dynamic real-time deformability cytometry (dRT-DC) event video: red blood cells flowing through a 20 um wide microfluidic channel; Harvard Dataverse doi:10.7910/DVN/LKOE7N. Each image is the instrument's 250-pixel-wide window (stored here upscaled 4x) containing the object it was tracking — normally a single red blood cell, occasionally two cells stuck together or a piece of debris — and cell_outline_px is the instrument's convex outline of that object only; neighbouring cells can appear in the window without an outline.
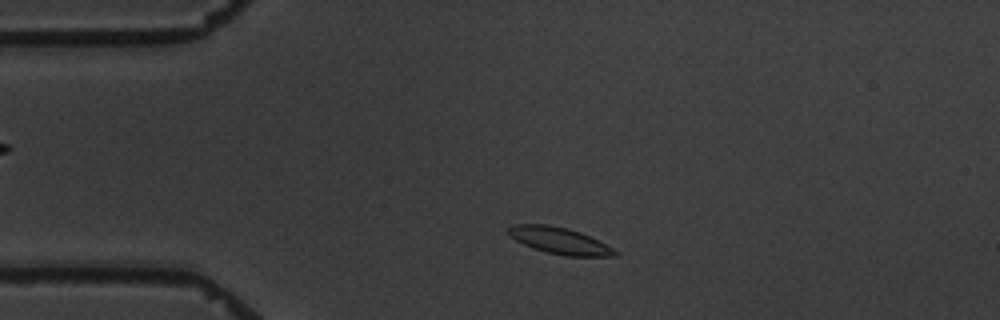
{"species": "common noctule bat (a hibernating species)", "species_latin": "Nyctalus noctula", "temperature_condition": "warm", "stored_images_in_passage": 2, "camera_frame_rate_fps": 3000, "um_per_image_px": 0.085, "animal": {"sex": "male", "body_mass_g": 19.5, "forearm_length_mm": 54.6}, "frame": {"image": 1, "passage_image": 1, "time_ms": 0.0, "image_size_px": [1000, 320], "cell_outline_px": [[616, 256], [568, 256], [544, 252], [532, 248], [516, 240], [508, 232], [508, 228], [512, 224], [548, 224], [568, 228], [580, 232], [612, 248], [616, 252]], "centroid_in_image_um": [47.51, 20.45], "position_along_channel_um": 37.5, "area_um2": 16.24}}